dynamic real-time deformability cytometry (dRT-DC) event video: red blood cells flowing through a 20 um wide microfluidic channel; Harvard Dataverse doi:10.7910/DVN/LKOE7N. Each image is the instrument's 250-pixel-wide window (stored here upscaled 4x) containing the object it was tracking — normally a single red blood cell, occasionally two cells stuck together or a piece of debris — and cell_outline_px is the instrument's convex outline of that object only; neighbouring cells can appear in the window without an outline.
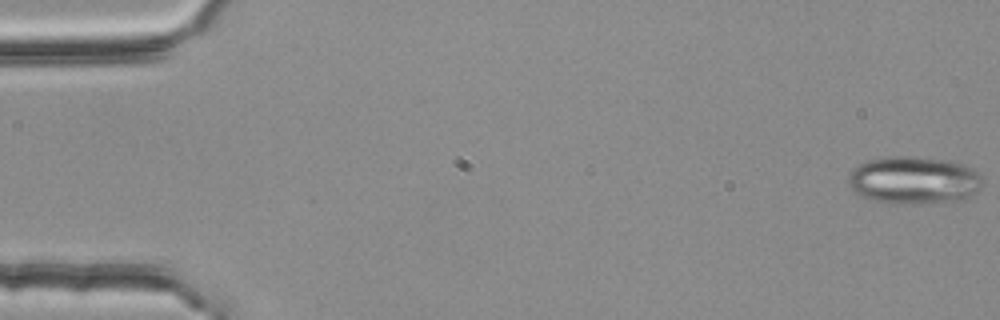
{"species": "common noctule bat (a hibernating species)", "species_latin": "Nyctalus noctula", "temperature_condition": "room temperature", "stored_images_in_passage": 4, "camera_frame_rate_fps": 3000, "um_per_image_px": 0.085, "animal": {"sex": "female", "body_mass_g": 25.1}, "frame": {"image": 1, "passage_image": 1, "time_ms": 0.0, "image_size_px": [1000, 320], "cell_outline_px": [[984, 184], [972, 196], [952, 200], [928, 204], [884, 204], [868, 200], [852, 192], [848, 180], [848, 176], [852, 168], [868, 160], [888, 156], [912, 156], [952, 160], [964, 164], [980, 172]], "centroid_in_image_um": [77.66, 15.33], "position_along_channel_um": 7.3, "area_um2": 38.26}}